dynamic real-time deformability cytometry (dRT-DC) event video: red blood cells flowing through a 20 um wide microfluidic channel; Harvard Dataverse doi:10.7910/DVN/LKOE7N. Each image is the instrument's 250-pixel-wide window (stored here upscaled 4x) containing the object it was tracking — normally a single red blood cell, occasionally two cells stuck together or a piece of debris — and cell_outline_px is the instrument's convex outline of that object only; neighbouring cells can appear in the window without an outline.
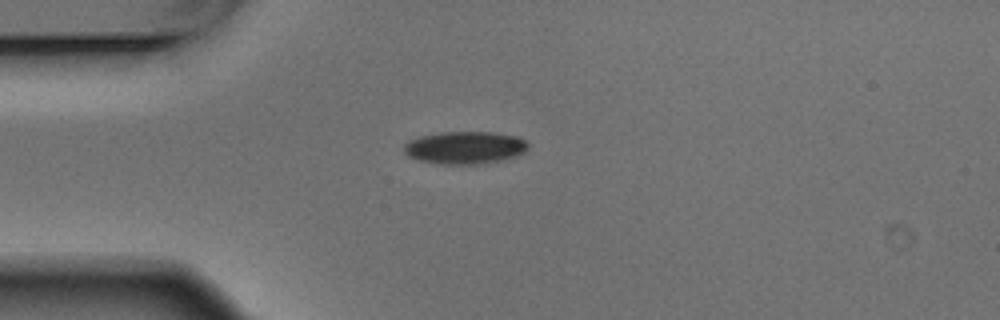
{"species": "Egyptian fruit bat (a non-hibernating species)", "species_latin": "Rousettus aegyptiacus", "temperature_condition": "warm", "stored_images_in_passage": 2, "camera_frame_rate_fps": 3000, "um_per_image_px": 0.085, "animal": {"sex": "male"}, "frame": {"image": 1, "passage_image": 1, "time_ms": 0.0, "image_size_px": [1000, 320], "cell_outline_px": [[528, 148], [524, 152], [516, 156], [504, 160], [480, 164], [440, 164], [420, 160], [408, 156], [404, 152], [404, 144], [408, 140], [420, 136], [440, 132], [496, 132], [516, 136], [524, 140], [528, 144]], "centroid_in_image_um": [39.52, 12.54], "position_along_channel_um": 45.5, "area_um2": 23.7}}
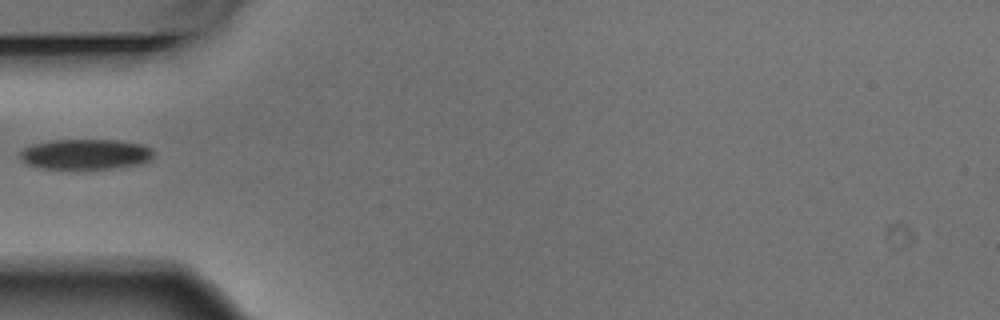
{"frame": {"image": 2, "passage_image": 2, "time_ms": 0.333, "image_size_px": [1000, 320], "cell_outline_px": [[152, 160], [140, 164], [112, 168], [36, 168], [20, 160], [20, 152], [24, 148], [32, 144], [52, 140], [120, 140], [140, 144], [152, 148]], "centroid_in_image_um": [7.26, 13.1], "position_along_channel_um": 77.7, "area_um2": 23.58}}